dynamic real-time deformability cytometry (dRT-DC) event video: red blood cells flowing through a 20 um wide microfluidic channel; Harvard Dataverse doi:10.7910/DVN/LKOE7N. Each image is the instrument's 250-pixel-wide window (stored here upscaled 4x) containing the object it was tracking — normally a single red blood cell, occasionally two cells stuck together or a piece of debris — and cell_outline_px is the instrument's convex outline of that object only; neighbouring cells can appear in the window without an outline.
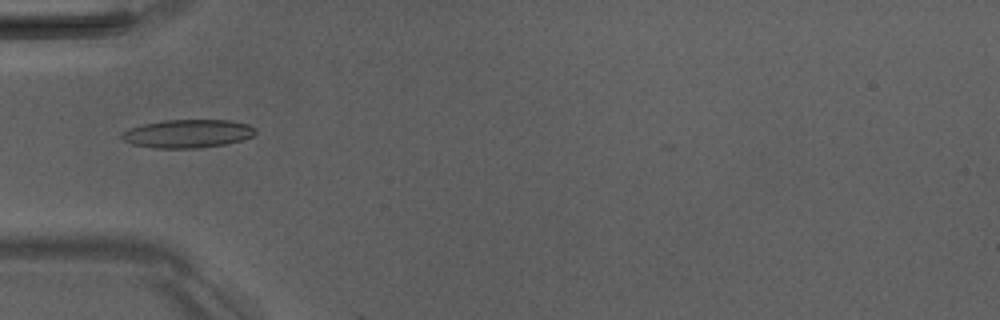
{"species": "Egyptian fruit bat (a non-hibernating species)", "species_latin": "Rousettus aegyptiacus", "temperature_condition": "room temperature", "stored_images_in_passage": 5, "camera_frame_rate_fps": 3000, "um_per_image_px": 0.085, "animal": {"sex": "male"}, "frame": {"image": 1, "passage_image": 4, "time_ms": 3.667, "image_size_px": [1000, 320], "cell_outline_px": [[256, 132], [252, 136], [240, 140], [224, 144], [200, 148], [156, 148], [132, 144], [124, 140], [120, 136], [128, 128], [144, 124], [164, 120], [228, 120], [248, 124], [256, 128]], "centroid_in_image_um": [15.95, 11.35], "position_along_channel_um": 69.0, "area_um2": 21.91}}